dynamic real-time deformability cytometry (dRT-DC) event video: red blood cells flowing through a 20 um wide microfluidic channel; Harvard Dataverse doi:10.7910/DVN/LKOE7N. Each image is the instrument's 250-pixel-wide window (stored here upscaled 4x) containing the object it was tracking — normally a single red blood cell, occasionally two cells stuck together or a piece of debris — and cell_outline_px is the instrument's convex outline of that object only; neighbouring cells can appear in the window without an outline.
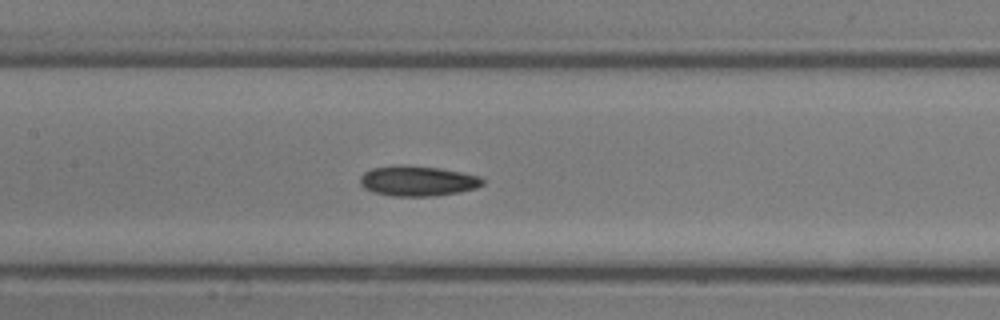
{"species": "common noctule bat (a hibernating species)", "species_latin": "Nyctalus noctula", "temperature_condition": "room temperature", "stored_images_in_passage": 32, "camera_frame_rate_fps": 3000, "um_per_image_px": 0.085, "animal": {"sex": "male", "body_mass_g": 13.3}, "frame": {"image": 1, "passage_image": 14, "time_ms": 4.333, "image_size_px": [1000, 320], "cell_outline_px": [[484, 184], [476, 188], [460, 192], [436, 196], [392, 196], [372, 192], [364, 188], [360, 184], [360, 176], [364, 172], [372, 168], [392, 164], [408, 164], [440, 168], [480, 176], [484, 180]], "centroid_in_image_um": [35.48, 15.37], "position_along_channel_um": 171.9, "area_um2": 22.02}}